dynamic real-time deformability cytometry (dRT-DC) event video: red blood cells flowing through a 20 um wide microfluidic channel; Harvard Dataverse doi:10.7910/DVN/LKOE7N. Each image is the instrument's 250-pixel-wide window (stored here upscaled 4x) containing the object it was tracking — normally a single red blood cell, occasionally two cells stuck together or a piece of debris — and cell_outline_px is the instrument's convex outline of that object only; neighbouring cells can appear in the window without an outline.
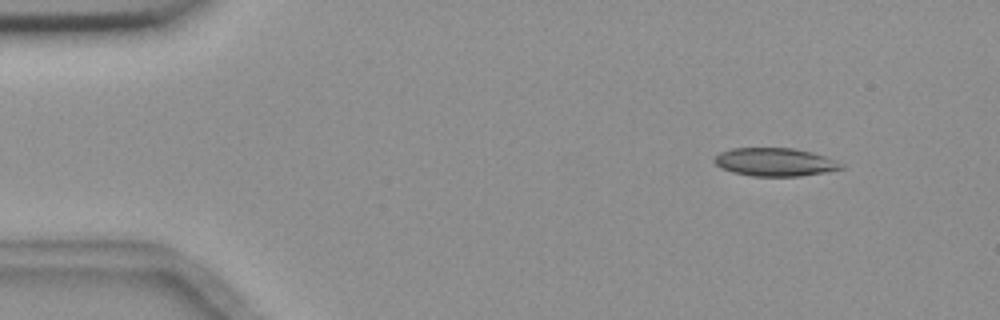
{"species": "common noctule bat (a hibernating species)", "species_latin": "Nyctalus noctula", "temperature_condition": "room temperature", "stored_images_in_passage": 5, "segment_of_instrument_passage": [1, 2], "camera_frame_rate_fps": 3000, "um_per_image_px": 0.085, "animal": {"sex": "female", "body_mass_g": 18.4}, "frame": {"image": 1, "passage_image": 2, "time_ms": 1.333, "image_size_px": [1000, 320], "cell_outline_px": [[844, 168], [824, 172], [800, 176], [752, 176], [732, 172], [720, 168], [712, 160], [720, 152], [732, 148], [792, 148], [812, 152], [836, 160], [844, 164]], "centroid_in_image_um": [65.86, 13.77], "position_along_channel_um": 19.1, "area_um2": 20.87}}